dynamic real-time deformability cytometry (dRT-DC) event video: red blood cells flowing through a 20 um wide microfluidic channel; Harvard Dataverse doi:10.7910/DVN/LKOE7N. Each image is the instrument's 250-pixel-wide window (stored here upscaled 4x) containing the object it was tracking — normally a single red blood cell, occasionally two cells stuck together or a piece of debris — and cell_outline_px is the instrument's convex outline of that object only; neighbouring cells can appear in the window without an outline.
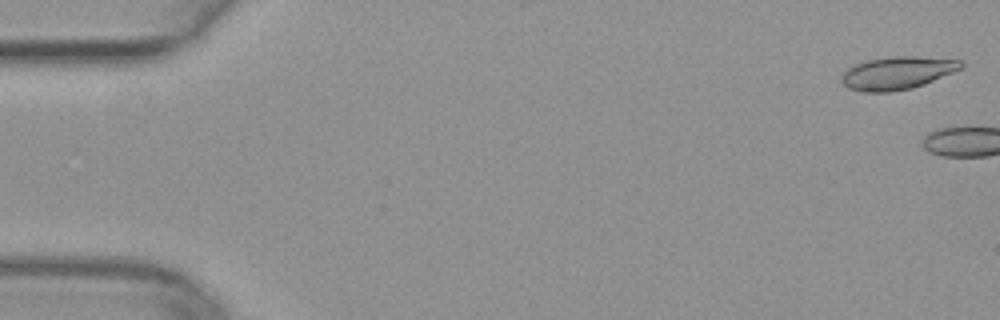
{"species": "common noctule bat (a hibernating species)", "species_latin": "Nyctalus noctula", "temperature_condition": "warm", "stored_images_in_passage": 3, "camera_frame_rate_fps": 3000, "um_per_image_px": 0.085, "animal": {"sex": "female", "body_mass_g": 29.2, "forearm_length_mm": 56.3}, "frame": {"image": 1, "passage_image": 1, "time_ms": 0.0, "image_size_px": [1000, 320], "cell_outline_px": [[964, 68], [924, 84], [912, 88], [888, 92], [864, 92], [848, 88], [840, 80], [840, 76], [848, 68], [856, 64], [868, 60], [888, 56], [916, 56], [960, 60], [964, 64]], "centroid_in_image_um": [76.28, 6.2], "position_along_channel_um": 8.7, "area_um2": 22.95}}